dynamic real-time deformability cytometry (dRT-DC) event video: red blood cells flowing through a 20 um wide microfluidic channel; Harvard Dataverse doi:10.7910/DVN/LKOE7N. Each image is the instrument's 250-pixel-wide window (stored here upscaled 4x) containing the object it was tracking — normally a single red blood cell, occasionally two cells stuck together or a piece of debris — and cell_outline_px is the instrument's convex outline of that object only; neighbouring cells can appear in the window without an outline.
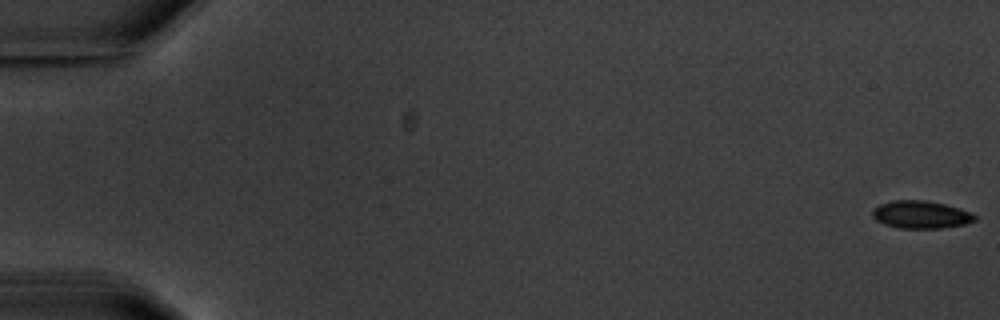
{"species": "common noctule bat (a hibernating species)", "species_latin": "Nyctalus noctula", "temperature_condition": "warm", "stored_images_in_passage": 5, "camera_frame_rate_fps": 3000, "um_per_image_px": 0.085, "animal": {"sex": "male", "body_mass_g": 20.1, "forearm_length_mm": 53.5}, "frame": {"image": 1, "passage_image": 1, "time_ms": 0.0, "image_size_px": [1000, 320], "cell_outline_px": [[976, 220], [964, 224], [940, 228], [896, 228], [884, 224], [876, 220], [872, 216], [872, 212], [880, 204], [892, 200], [924, 200], [944, 204], [960, 208], [972, 212], [976, 216]], "centroid_in_image_um": [78.28, 18.24], "position_along_channel_um": 6.7, "area_um2": 16.47}}
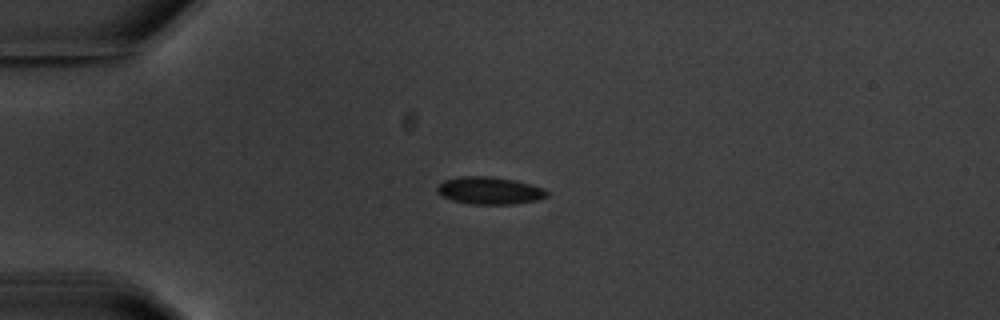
{"frame": {"image": 2, "passage_image": 5, "time_ms": 5.0, "image_size_px": [1000, 320], "cell_outline_px": [[548, 196], [540, 200], [512, 204], [468, 204], [452, 200], [440, 196], [436, 192], [436, 188], [444, 180], [460, 176], [488, 176], [512, 180], [532, 184], [544, 188], [548, 192]], "centroid_in_image_um": [41.6, 16.21], "position_along_channel_um": 43.4, "area_um2": 17.69}}